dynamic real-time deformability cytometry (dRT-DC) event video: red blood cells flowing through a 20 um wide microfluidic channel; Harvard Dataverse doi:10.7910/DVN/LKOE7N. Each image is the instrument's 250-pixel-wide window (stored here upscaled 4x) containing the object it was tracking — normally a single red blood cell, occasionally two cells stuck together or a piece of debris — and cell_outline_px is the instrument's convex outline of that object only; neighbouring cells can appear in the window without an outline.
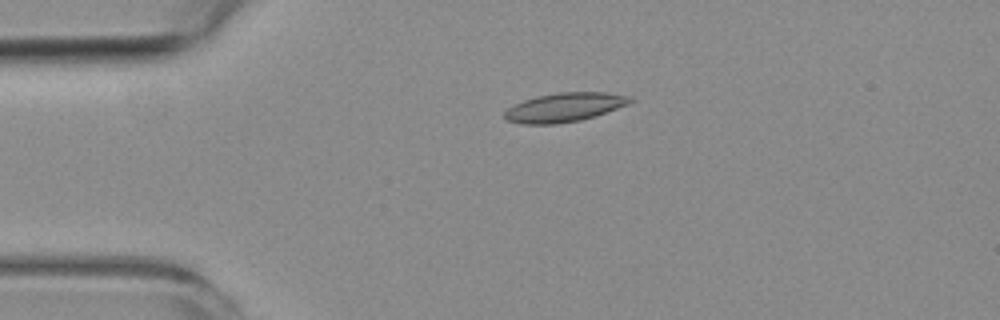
{"species": "common noctule bat (a hibernating species)", "species_latin": "Nyctalus noctula", "temperature_condition": "room temperature", "stored_images_in_passage": 5, "camera_frame_rate_fps": 3000, "um_per_image_px": 0.085, "animal": {"sex": "female", "body_mass_g": 19.3, "forearm_length_mm": 54.1}, "frame": {"image": 1, "passage_image": 4, "time_ms": 3.667, "image_size_px": [1000, 320], "cell_outline_px": [[636, 100], [628, 104], [580, 120], [556, 124], [524, 124], [508, 120], [504, 116], [504, 112], [512, 104], [536, 96], [560, 92], [608, 92], [628, 96]], "centroid_in_image_um": [47.96, 9.11], "position_along_channel_um": 37.0, "area_um2": 21.04}}